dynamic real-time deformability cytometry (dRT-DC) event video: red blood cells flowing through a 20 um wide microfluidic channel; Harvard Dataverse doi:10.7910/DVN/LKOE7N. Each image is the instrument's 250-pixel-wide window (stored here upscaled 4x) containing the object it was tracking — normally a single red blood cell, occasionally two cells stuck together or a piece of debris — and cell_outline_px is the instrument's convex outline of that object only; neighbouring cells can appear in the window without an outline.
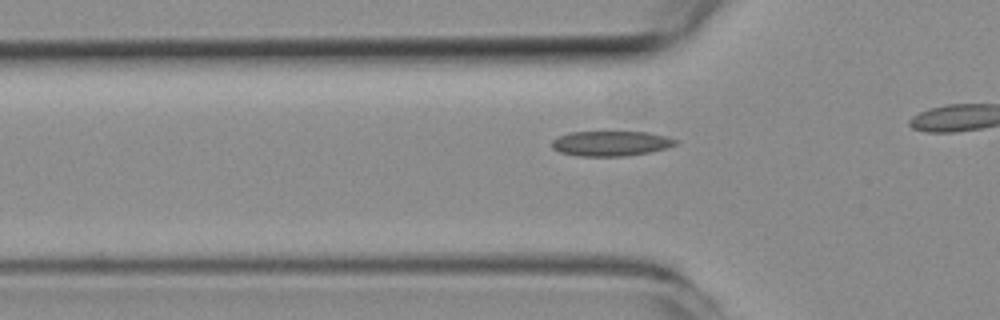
{"species": "common noctule bat (a hibernating species)", "species_latin": "Nyctalus noctula", "temperature_condition": "room temperature", "stored_images_in_passage": 21, "camera_frame_rate_fps": 3000, "um_per_image_px": 0.085, "animal": {"sex": "female", "body_mass_g": 19.3, "forearm_length_mm": 54.1}, "frame": {"image": 1, "passage_image": 3, "time_ms": 0.667, "image_size_px": [1000, 320], "cell_outline_px": [[680, 140], [676, 144], [664, 148], [648, 152], [624, 156], [580, 156], [560, 152], [552, 148], [552, 140], [556, 136], [568, 132], [648, 132]], "centroid_in_image_um": [51.87, 12.18], "position_along_channel_um": 73.9, "area_um2": 17.98}}
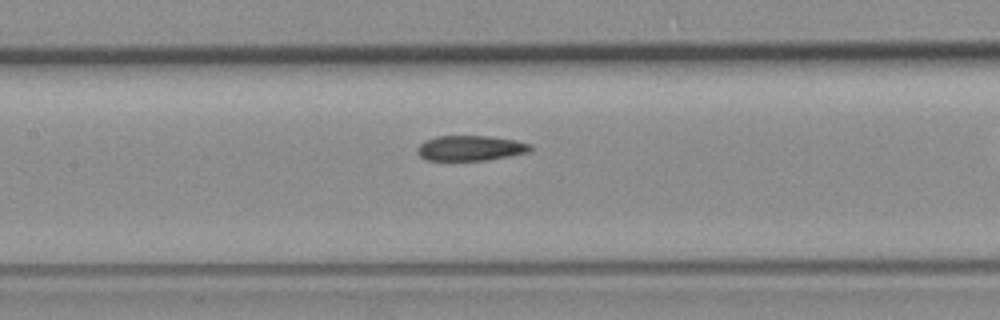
{"frame": {"image": 2, "passage_image": 10, "time_ms": 3.0, "image_size_px": [1000, 320], "cell_outline_px": [[532, 148], [528, 152], [488, 160], [424, 160], [416, 152], [416, 148], [420, 144], [436, 136], [488, 136], [516, 140], [532, 144]], "centroid_in_image_um": [39.98, 12.59], "position_along_channel_um": 167.4, "area_um2": 16.59}}
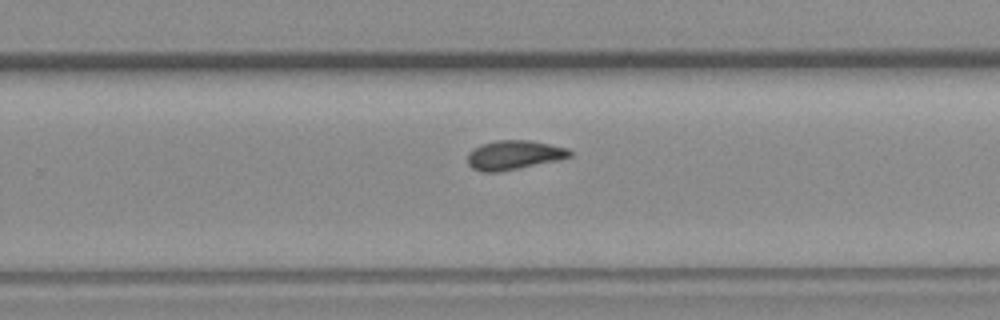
{"frame": {"image": 3, "passage_image": 19, "time_ms": 6.0, "image_size_px": [1000, 320], "cell_outline_px": [[572, 156], [560, 160], [496, 172], [480, 172], [472, 168], [468, 164], [468, 152], [480, 144], [496, 140], [528, 140], [568, 148], [572, 152]], "centroid_in_image_um": [43.67, 13.17], "position_along_channel_um": 286.1, "area_um2": 17.4}}